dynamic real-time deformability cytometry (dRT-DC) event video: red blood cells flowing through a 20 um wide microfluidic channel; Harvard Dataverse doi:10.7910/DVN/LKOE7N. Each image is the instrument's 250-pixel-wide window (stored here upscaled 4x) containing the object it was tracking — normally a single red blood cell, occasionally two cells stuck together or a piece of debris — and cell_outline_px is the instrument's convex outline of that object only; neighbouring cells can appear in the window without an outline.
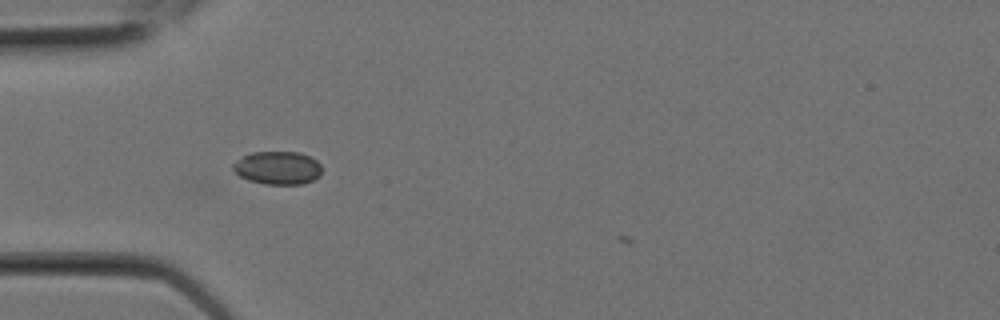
{"species": "Egyptian fruit bat (a non-hibernating species)", "species_latin": "Rousettus aegyptiacus", "temperature_condition": "room temperature", "stored_images_in_passage": 2, "camera_frame_rate_fps": 3000, "um_per_image_px": 0.085, "animal": {"sex": "female"}, "frame": {"image": 1, "passage_image": 1, "time_ms": 0.0, "image_size_px": [1000, 320], "cell_outline_px": [[320, 176], [312, 180], [300, 184], [264, 184], [248, 180], [240, 176], [232, 168], [232, 164], [236, 160], [252, 152], [300, 152], [316, 160], [320, 164]], "centroid_in_image_um": [23.58, 14.27], "position_along_channel_um": 61.4, "area_um2": 17.05}}
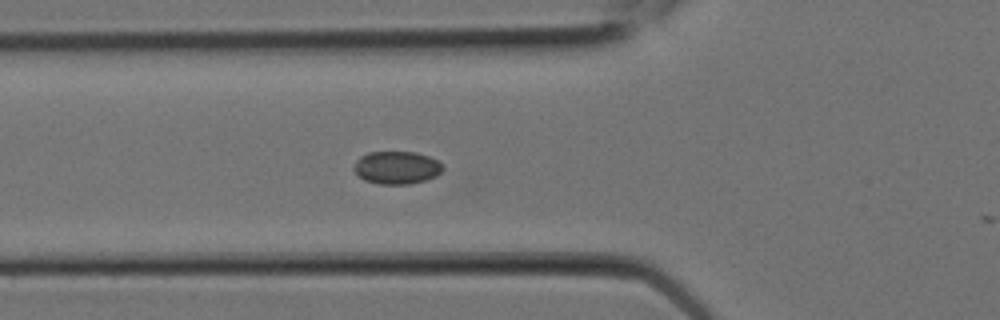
{"frame": {"image": 2, "passage_image": 2, "time_ms": 0.333, "image_size_px": [1000, 320], "cell_outline_px": [[444, 168], [436, 176], [424, 180], [408, 184], [380, 184], [364, 180], [352, 168], [356, 160], [360, 156], [368, 152], [416, 152], [428, 156], [444, 164]], "centroid_in_image_um": [33.71, 14.24], "position_along_channel_um": 92.1, "area_um2": 16.99}}